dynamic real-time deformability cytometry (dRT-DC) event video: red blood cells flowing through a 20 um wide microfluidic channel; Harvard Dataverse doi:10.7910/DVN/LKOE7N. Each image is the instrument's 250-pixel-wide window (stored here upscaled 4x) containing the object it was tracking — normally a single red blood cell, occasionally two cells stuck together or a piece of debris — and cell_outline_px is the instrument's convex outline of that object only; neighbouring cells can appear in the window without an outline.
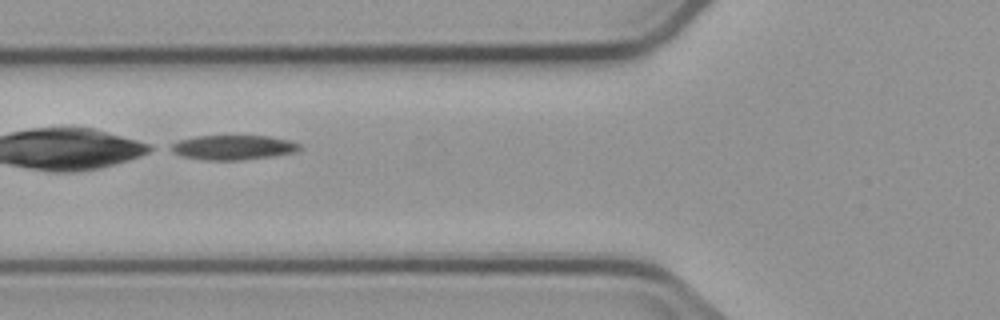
{"species": "common noctule bat (a hibernating species)", "species_latin": "Nyctalus noctula", "temperature_condition": "cold", "stored_images_in_passage": 6, "camera_frame_rate_fps": 3000, "um_per_image_px": 0.085, "animal": {"sex": "male", "body_mass_g": 23.1, "forearm_length_mm": 52.7}, "frame": {"image": 1, "passage_image": 2, "time_ms": 1.333, "image_size_px": [1000, 320], "cell_outline_px": [[300, 148], [296, 152], [272, 156], [244, 160], [204, 160], [180, 156], [164, 148], [180, 140], [196, 136], [268, 136], [292, 140], [300, 144]], "centroid_in_image_um": [19.77, 12.53], "position_along_channel_um": 106.0, "area_um2": 18.73}}
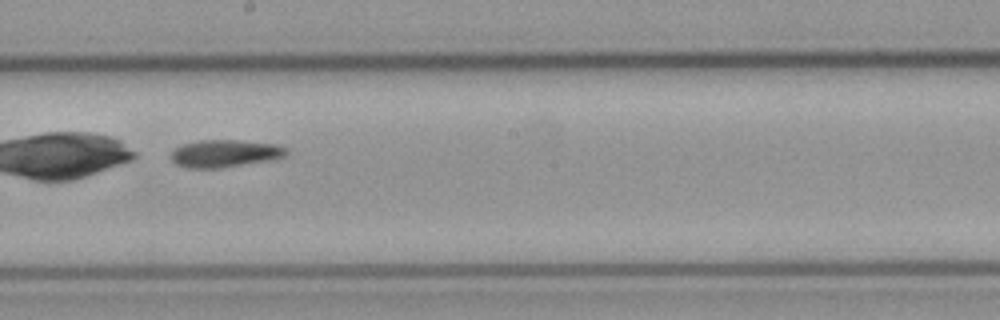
{"frame": {"image": 2, "passage_image": 5, "time_ms": 4.667, "image_size_px": [1000, 320], "cell_outline_px": [[288, 156], [276, 160], [220, 168], [188, 168], [176, 164], [172, 160], [172, 152], [176, 148], [184, 144], [200, 140], [236, 140], [276, 144], [288, 148]], "centroid_in_image_um": [19.21, 13.05], "position_along_channel_um": 229.0, "area_um2": 18.67}}
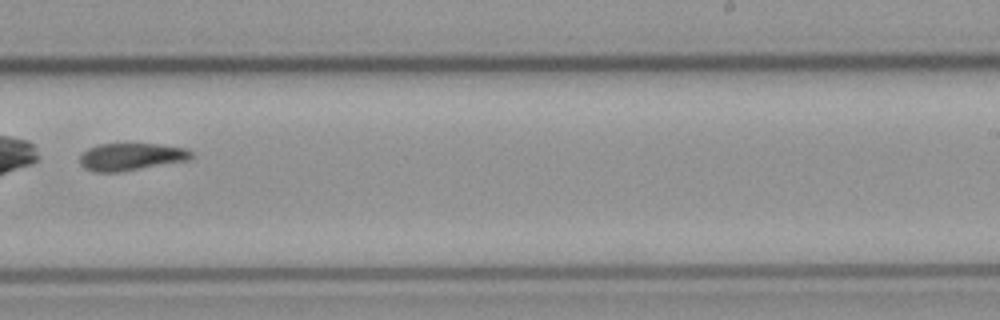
{"frame": {"image": 3, "passage_image": 6, "time_ms": 6.0, "image_size_px": [1000, 320], "cell_outline_px": [[192, 156], [188, 160], [120, 172], [92, 172], [84, 168], [80, 164], [80, 156], [88, 148], [96, 144], [156, 144], [184, 148], [192, 152]], "centroid_in_image_um": [11.09, 13.33], "position_along_channel_um": 277.9, "area_um2": 17.69}}